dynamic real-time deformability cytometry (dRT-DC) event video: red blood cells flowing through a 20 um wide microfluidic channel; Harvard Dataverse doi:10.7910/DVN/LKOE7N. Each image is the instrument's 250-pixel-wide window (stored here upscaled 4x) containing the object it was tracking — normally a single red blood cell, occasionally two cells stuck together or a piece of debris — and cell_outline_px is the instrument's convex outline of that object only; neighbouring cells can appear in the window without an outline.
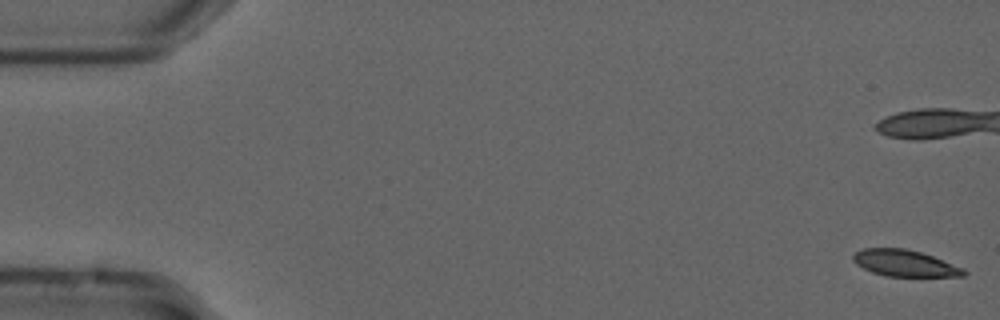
{"species": "common noctule bat (a hibernating species)", "species_latin": "Nyctalus noctula", "temperature_condition": "cold", "stored_images_in_passage": 44, "camera_frame_rate_fps": 3000, "um_per_image_px": 0.085, "animal": {"sex": "male", "forearm_length_mm": 52.5}, "frame": {"image": 1, "passage_image": 1, "time_ms": 0.0, "image_size_px": [1000, 320], "cell_outline_px": [[968, 272], [964, 276], [884, 276], [872, 272], [856, 264], [852, 260], [852, 256], [856, 252], [864, 248], [904, 248], [920, 252], [932, 256], [964, 268]], "centroid_in_image_um": [76.89, 22.37], "position_along_channel_um": 8.1, "area_um2": 16.99}}